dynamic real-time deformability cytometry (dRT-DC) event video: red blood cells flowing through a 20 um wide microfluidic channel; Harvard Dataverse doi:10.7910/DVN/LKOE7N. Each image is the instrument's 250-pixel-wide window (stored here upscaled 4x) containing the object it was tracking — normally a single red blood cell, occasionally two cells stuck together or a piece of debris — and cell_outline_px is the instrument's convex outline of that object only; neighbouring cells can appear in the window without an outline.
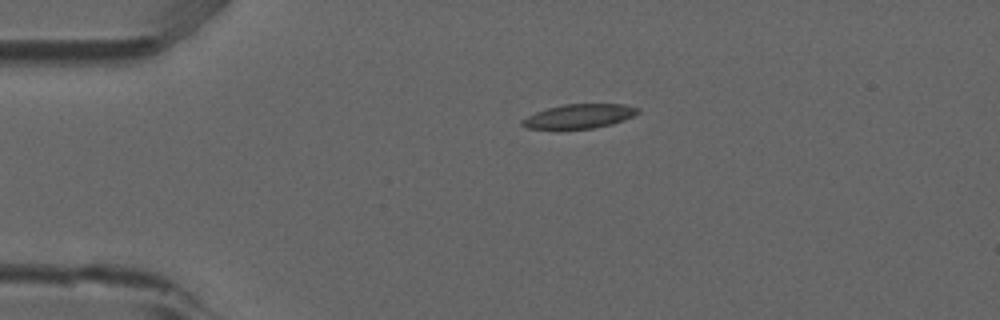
{"species": "common noctule bat (a hibernating species)", "species_latin": "Nyctalus noctula", "temperature_condition": "room temperature", "stored_images_in_passage": 3, "camera_frame_rate_fps": 3000, "um_per_image_px": 0.085, "animal": {"sex": "male", "forearm_length_mm": 52.5}, "frame": {"image": 1, "passage_image": 2, "time_ms": 0.333, "image_size_px": [1000, 320], "cell_outline_px": [[640, 112], [624, 120], [612, 124], [596, 128], [556, 132], [528, 128], [520, 124], [520, 120], [536, 112], [548, 108], [564, 104], [624, 104], [640, 108]], "centroid_in_image_um": [49.17, 9.93], "position_along_channel_um": 35.8, "area_um2": 17.17}}